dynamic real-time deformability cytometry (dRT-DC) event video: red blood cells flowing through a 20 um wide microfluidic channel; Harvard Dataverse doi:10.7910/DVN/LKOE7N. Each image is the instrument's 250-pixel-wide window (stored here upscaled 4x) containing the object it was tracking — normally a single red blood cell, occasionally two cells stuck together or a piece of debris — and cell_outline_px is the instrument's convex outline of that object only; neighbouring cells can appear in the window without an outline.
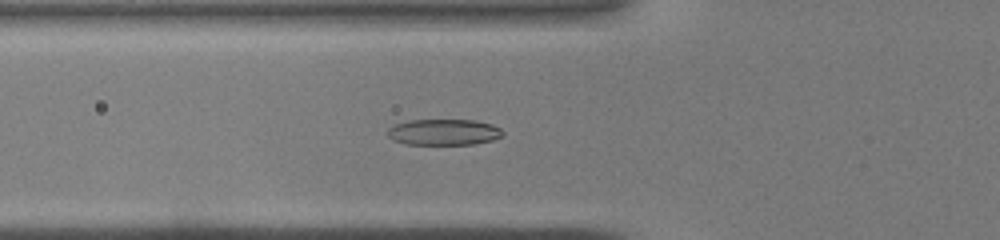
{"species": "common noctule bat (a hibernating species)", "species_latin": "Nyctalus noctula", "temperature_condition": "warm", "stored_images_in_passage": 38, "camera_frame_rate_fps": 3000, "um_per_image_px": 0.085, "animal": {"sex": "male", "body_mass_g": 19.0, "forearm_length_mm": 50.8}, "frame": {"image": 1, "passage_image": 11, "time_ms": 3.333, "image_size_px": [1000, 240], "cell_outline_px": [[504, 136], [492, 140], [472, 144], [404, 144], [392, 140], [388, 136], [388, 128], [396, 124], [408, 120], [476, 120], [492, 124], [500, 128], [504, 132]], "centroid_in_image_um": [37.73, 11.23], "position_along_channel_um": 88.1, "area_um2": 17.57}}
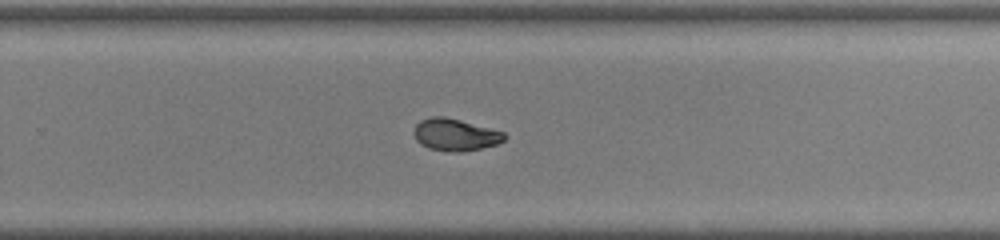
{"frame": {"image": 2, "passage_image": 24, "time_ms": 7.667, "image_size_px": [1000, 240], "cell_outline_px": [[508, 136], [504, 140], [496, 144], [480, 148], [460, 152], [448, 152], [428, 148], [420, 144], [416, 140], [412, 132], [416, 124], [420, 120], [432, 116], [444, 116], [460, 120], [504, 132]], "centroid_in_image_um": [38.65, 11.45], "position_along_channel_um": 291.1, "area_um2": 16.99}}
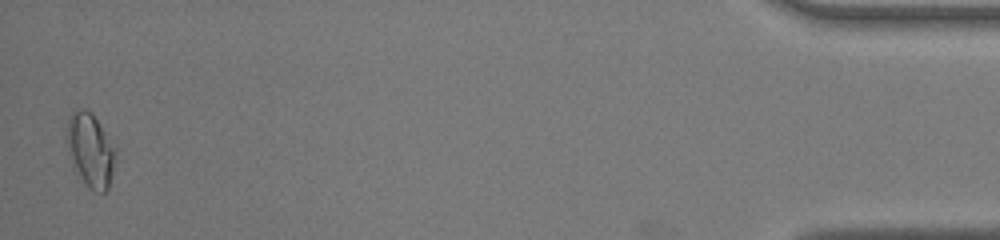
{"frame": {"image": 3, "passage_image": 38, "time_ms": 12.333, "image_size_px": [1000, 240], "cell_outline_px": [[116, 148], [112, 172], [108, 188], [104, 192], [92, 192], [88, 188], [68, 156], [64, 140], [64, 132], [68, 116], [76, 108], [84, 108], [92, 112]], "centroid_in_image_um": [7.62, 12.7], "position_along_channel_um": 427.6, "area_um2": 21.39}}